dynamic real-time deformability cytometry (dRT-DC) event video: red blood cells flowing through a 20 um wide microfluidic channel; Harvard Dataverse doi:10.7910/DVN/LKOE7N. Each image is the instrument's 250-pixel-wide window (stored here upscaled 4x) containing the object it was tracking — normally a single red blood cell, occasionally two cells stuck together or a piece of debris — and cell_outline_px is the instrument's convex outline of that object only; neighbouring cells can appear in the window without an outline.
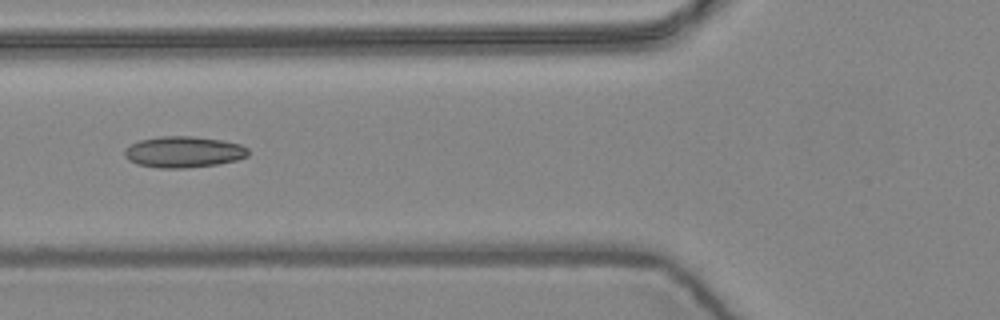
{"species": "common noctule bat (a hibernating species)", "species_latin": "Nyctalus noctula", "temperature_condition": "warm", "stored_images_in_passage": 7, "camera_frame_rate_fps": 3000, "um_per_image_px": 0.085, "animal": {"sex": "female", "body_mass_g": 24.6, "forearm_length_mm": 56.2}, "frame": {"image": 1, "passage_image": 6, "time_ms": 1.667, "image_size_px": [1000, 320], "cell_outline_px": [[248, 156], [236, 160], [220, 164], [184, 168], [156, 168], [136, 164], [128, 160], [124, 156], [124, 148], [140, 140], [160, 136], [192, 136], [224, 140], [240, 144], [248, 148]], "centroid_in_image_um": [15.59, 12.92], "position_along_channel_um": 110.2, "area_um2": 22.72}}
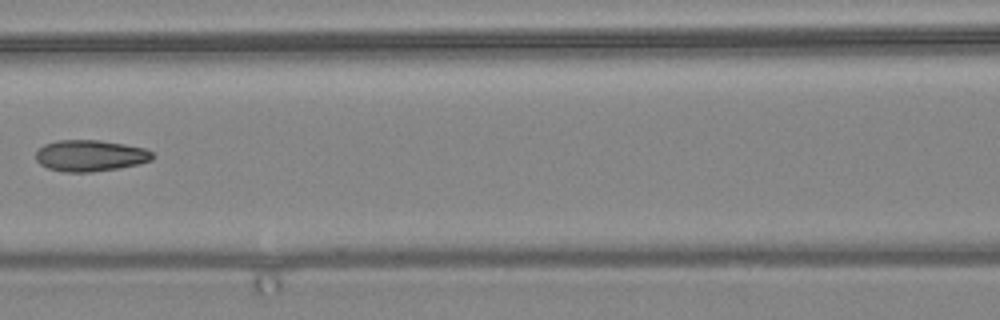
{"frame": {"image": 2, "passage_image": 7, "time_ms": 2.0, "image_size_px": [1000, 320], "cell_outline_px": [[152, 160], [120, 168], [92, 172], [64, 172], [48, 168], [40, 164], [36, 160], [36, 152], [44, 144], [56, 140], [100, 140], [124, 144], [144, 148], [152, 152]], "centroid_in_image_um": [7.64, 13.23], "position_along_channel_um": 159.0, "area_um2": 21.27}}